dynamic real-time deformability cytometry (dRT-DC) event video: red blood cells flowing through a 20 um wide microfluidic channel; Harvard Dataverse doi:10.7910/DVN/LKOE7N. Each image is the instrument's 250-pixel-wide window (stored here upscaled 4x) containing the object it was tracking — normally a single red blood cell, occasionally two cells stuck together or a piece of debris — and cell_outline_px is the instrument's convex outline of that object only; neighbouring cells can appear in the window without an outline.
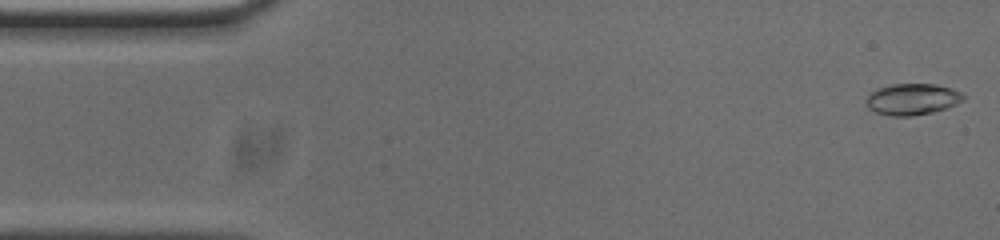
{"species": "common noctule bat (a hibernating species)", "species_latin": "Nyctalus noctula", "temperature_condition": "cold", "stored_images_in_passage": 53, "camera_frame_rate_fps": 3000, "um_per_image_px": 0.085, "animal": {"sex": "male", "body_mass_g": 20.0, "forearm_length_mm": 53.3}, "frame": {"image": 1, "passage_image": 1, "time_ms": 0.0, "image_size_px": [1000, 240], "cell_outline_px": [[964, 100], [956, 104], [932, 112], [912, 116], [892, 116], [876, 112], [868, 108], [864, 100], [872, 92], [880, 88], [892, 84], [936, 84], [952, 88], [960, 92], [964, 96]], "centroid_in_image_um": [77.54, 8.43], "position_along_channel_um": 7.5, "area_um2": 17.63}}
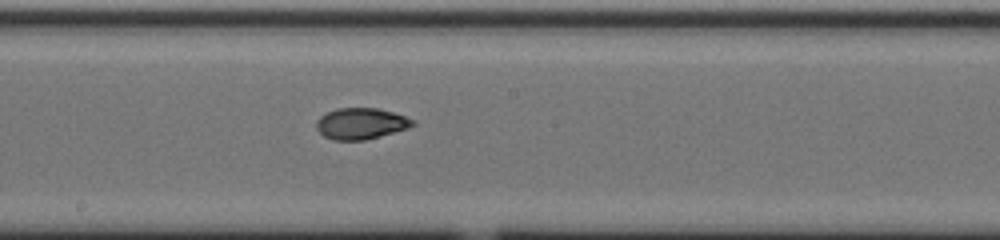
{"frame": {"image": 2, "passage_image": 27, "time_ms": 8.667, "image_size_px": [1000, 240], "cell_outline_px": [[416, 124], [408, 128], [380, 136], [364, 140], [332, 140], [324, 136], [316, 128], [316, 120], [320, 116], [336, 108], [380, 108], [416, 120]], "centroid_in_image_um": [30.68, 10.5], "position_along_channel_um": 217.5, "area_um2": 17.57}}
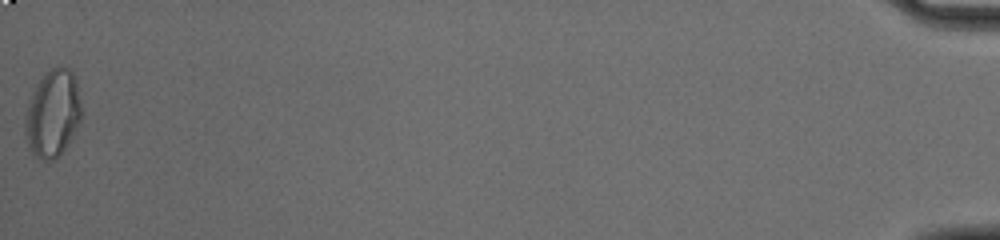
{"frame": {"image": 3, "passage_image": 53, "time_ms": 17.333, "image_size_px": [1000, 240], "cell_outline_px": [[80, 120], [68, 144], [52, 160], [44, 160], [36, 156], [28, 148], [24, 132], [24, 120], [28, 104], [44, 72], [60, 64], [68, 68], [72, 72], [76, 80], [80, 104]], "centroid_in_image_um": [4.46, 9.63], "position_along_channel_um": 430.7, "area_um2": 28.26}, "authors_computed_cell_mechanics": {"area_um2": 17.8024, "velocity_mm_per_s": 3.7439, "shape_relaxation_time_tau1_ms": null, "shape_relaxation_time_tau2_ms": 2.1383, "deformation_change_tau1": null, "deformation_change_tau2": 0.0627}}